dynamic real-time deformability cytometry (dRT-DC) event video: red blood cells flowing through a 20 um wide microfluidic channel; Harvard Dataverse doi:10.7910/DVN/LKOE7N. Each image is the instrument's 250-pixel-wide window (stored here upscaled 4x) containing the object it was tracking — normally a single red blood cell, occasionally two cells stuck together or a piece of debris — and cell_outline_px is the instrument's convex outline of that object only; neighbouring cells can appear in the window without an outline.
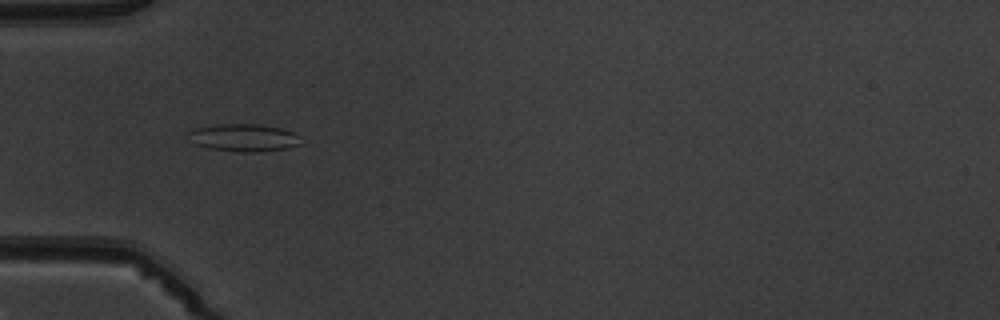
{"species": "common noctule bat (a hibernating species)", "species_latin": "Nyctalus noctula", "temperature_condition": "warm", "stored_images_in_passage": 3, "camera_frame_rate_fps": 3000, "um_per_image_px": 0.085, "animal": {"sex": "male", "body_mass_g": 19.5, "forearm_length_mm": 54.6}, "frame": {"image": 1, "passage_image": 1, "time_ms": 0.0, "image_size_px": [1000, 320], "cell_outline_px": [[300, 144], [288, 148], [260, 152], [244, 152], [208, 148], [192, 144], [188, 132], [196, 128], [216, 124], [256, 124], [280, 128], [292, 132], [300, 136]], "centroid_in_image_um": [20.71, 11.71], "position_along_channel_um": 64.3, "area_um2": 18.03}}
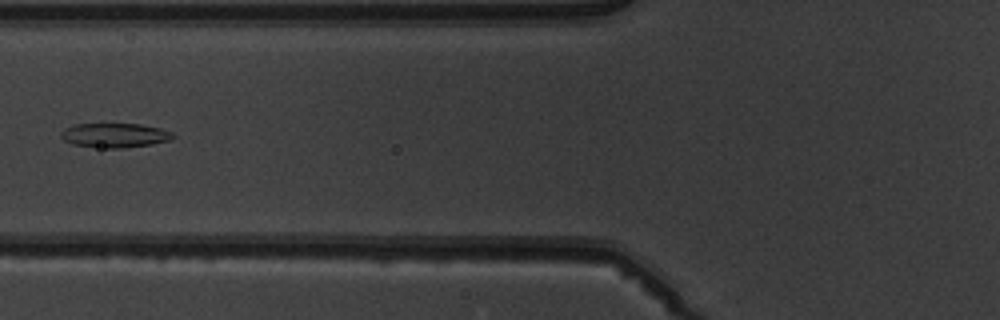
{"frame": {"image": 2, "passage_image": 2, "time_ms": 1.333, "image_size_px": [1000, 320], "cell_outline_px": [[176, 136], [168, 140], [152, 144], [120, 148], [100, 148], [72, 144], [64, 140], [60, 136], [60, 132], [64, 128], [76, 124], [140, 124], [160, 128], [172, 132]], "centroid_in_image_um": [9.73, 11.5], "position_along_channel_um": 116.1, "area_um2": 15.9}}
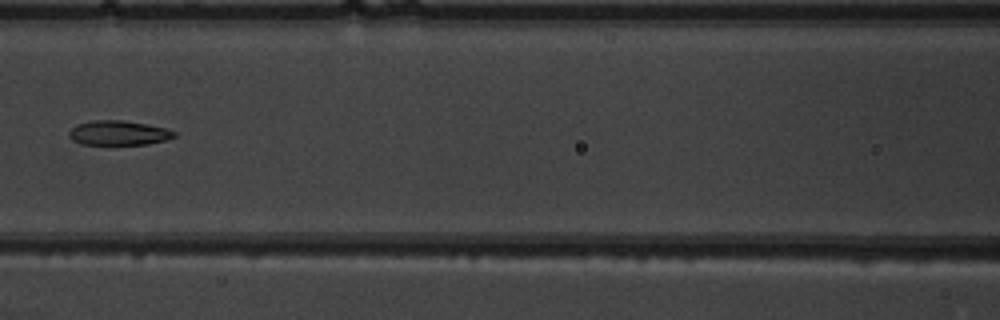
{"frame": {"image": 3, "passage_image": 3, "time_ms": 2.333, "image_size_px": [1000, 320], "cell_outline_px": [[176, 136], [168, 140], [148, 144], [80, 144], [72, 140], [68, 136], [68, 132], [76, 124], [92, 120], [124, 120], [168, 128], [176, 132]], "centroid_in_image_um": [10.09, 11.29], "position_along_channel_um": 156.5, "area_um2": 15.26}}